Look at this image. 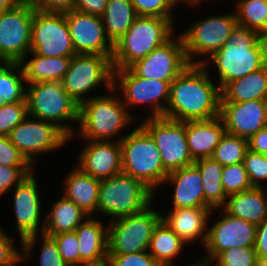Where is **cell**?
Segmentation results:
<instances>
[{"label":"cell","mask_w":267,"mask_h":266,"mask_svg":"<svg viewBox=\"0 0 267 266\" xmlns=\"http://www.w3.org/2000/svg\"><path fill=\"white\" fill-rule=\"evenodd\" d=\"M221 89L203 64H189L170 84L163 117L175 121L208 120L220 114Z\"/></svg>","instance_id":"obj_1"},{"label":"cell","mask_w":267,"mask_h":266,"mask_svg":"<svg viewBox=\"0 0 267 266\" xmlns=\"http://www.w3.org/2000/svg\"><path fill=\"white\" fill-rule=\"evenodd\" d=\"M209 60H196L208 68L210 60L217 67L222 89L227 83L263 68L267 64V40L246 27L237 25L226 43Z\"/></svg>","instance_id":"obj_2"},{"label":"cell","mask_w":267,"mask_h":266,"mask_svg":"<svg viewBox=\"0 0 267 266\" xmlns=\"http://www.w3.org/2000/svg\"><path fill=\"white\" fill-rule=\"evenodd\" d=\"M109 91L111 95L85 97L79 105L78 136L82 135V139L110 141L133 121L116 89Z\"/></svg>","instance_id":"obj_3"},{"label":"cell","mask_w":267,"mask_h":266,"mask_svg":"<svg viewBox=\"0 0 267 266\" xmlns=\"http://www.w3.org/2000/svg\"><path fill=\"white\" fill-rule=\"evenodd\" d=\"M173 19L138 16L129 30L114 43L113 70L128 68L173 37Z\"/></svg>","instance_id":"obj_4"},{"label":"cell","mask_w":267,"mask_h":266,"mask_svg":"<svg viewBox=\"0 0 267 266\" xmlns=\"http://www.w3.org/2000/svg\"><path fill=\"white\" fill-rule=\"evenodd\" d=\"M122 173L140 180L154 194L164 184L165 171L160 151L152 137L139 125L130 134L120 138Z\"/></svg>","instance_id":"obj_5"},{"label":"cell","mask_w":267,"mask_h":266,"mask_svg":"<svg viewBox=\"0 0 267 266\" xmlns=\"http://www.w3.org/2000/svg\"><path fill=\"white\" fill-rule=\"evenodd\" d=\"M27 86L28 116L57 125L72 139L74 128L63 122L78 123L79 104L63 89L62 82H35Z\"/></svg>","instance_id":"obj_6"},{"label":"cell","mask_w":267,"mask_h":266,"mask_svg":"<svg viewBox=\"0 0 267 266\" xmlns=\"http://www.w3.org/2000/svg\"><path fill=\"white\" fill-rule=\"evenodd\" d=\"M154 193L140 180L119 173L100 181L98 213L111 220L136 214L151 205Z\"/></svg>","instance_id":"obj_7"},{"label":"cell","mask_w":267,"mask_h":266,"mask_svg":"<svg viewBox=\"0 0 267 266\" xmlns=\"http://www.w3.org/2000/svg\"><path fill=\"white\" fill-rule=\"evenodd\" d=\"M162 214L147 206L139 213L111 220L108 228V254L148 251L150 239Z\"/></svg>","instance_id":"obj_8"},{"label":"cell","mask_w":267,"mask_h":266,"mask_svg":"<svg viewBox=\"0 0 267 266\" xmlns=\"http://www.w3.org/2000/svg\"><path fill=\"white\" fill-rule=\"evenodd\" d=\"M112 56L76 54L62 79L63 89L80 105L85 94L104 83L113 87ZM83 96V97H82Z\"/></svg>","instance_id":"obj_9"},{"label":"cell","mask_w":267,"mask_h":266,"mask_svg":"<svg viewBox=\"0 0 267 266\" xmlns=\"http://www.w3.org/2000/svg\"><path fill=\"white\" fill-rule=\"evenodd\" d=\"M144 120L140 126L154 140L167 173L194 164L186 141V121L165 117H148Z\"/></svg>","instance_id":"obj_10"},{"label":"cell","mask_w":267,"mask_h":266,"mask_svg":"<svg viewBox=\"0 0 267 266\" xmlns=\"http://www.w3.org/2000/svg\"><path fill=\"white\" fill-rule=\"evenodd\" d=\"M34 11L30 1H20L0 13V62L19 63L31 51Z\"/></svg>","instance_id":"obj_11"},{"label":"cell","mask_w":267,"mask_h":266,"mask_svg":"<svg viewBox=\"0 0 267 266\" xmlns=\"http://www.w3.org/2000/svg\"><path fill=\"white\" fill-rule=\"evenodd\" d=\"M113 88L121 89L126 108L149 104L152 106L149 117H163L170 97L169 82L139 77L128 67L113 71Z\"/></svg>","instance_id":"obj_12"},{"label":"cell","mask_w":267,"mask_h":266,"mask_svg":"<svg viewBox=\"0 0 267 266\" xmlns=\"http://www.w3.org/2000/svg\"><path fill=\"white\" fill-rule=\"evenodd\" d=\"M35 171H32L15 187L14 193V211L16 217V228L19 232V237L22 245L23 253L21 260H26L31 253L37 241L38 229L43 233L45 222L42 227H39L41 222V201L37 188V182L34 176Z\"/></svg>","instance_id":"obj_13"},{"label":"cell","mask_w":267,"mask_h":266,"mask_svg":"<svg viewBox=\"0 0 267 266\" xmlns=\"http://www.w3.org/2000/svg\"><path fill=\"white\" fill-rule=\"evenodd\" d=\"M31 51L46 57L76 55L65 13L35 9L31 27Z\"/></svg>","instance_id":"obj_14"},{"label":"cell","mask_w":267,"mask_h":266,"mask_svg":"<svg viewBox=\"0 0 267 266\" xmlns=\"http://www.w3.org/2000/svg\"><path fill=\"white\" fill-rule=\"evenodd\" d=\"M238 25L235 12L222 16H209L198 20L180 35L183 39L186 57L190 64H195V55L210 58L219 50Z\"/></svg>","instance_id":"obj_15"},{"label":"cell","mask_w":267,"mask_h":266,"mask_svg":"<svg viewBox=\"0 0 267 266\" xmlns=\"http://www.w3.org/2000/svg\"><path fill=\"white\" fill-rule=\"evenodd\" d=\"M31 118V119H30ZM10 142L34 166L39 155L63 147L70 137L57 125L27 116L8 135Z\"/></svg>","instance_id":"obj_16"},{"label":"cell","mask_w":267,"mask_h":266,"mask_svg":"<svg viewBox=\"0 0 267 266\" xmlns=\"http://www.w3.org/2000/svg\"><path fill=\"white\" fill-rule=\"evenodd\" d=\"M174 37L146 57L135 61L129 68L139 77L167 81L171 84L190 64L181 35Z\"/></svg>","instance_id":"obj_17"},{"label":"cell","mask_w":267,"mask_h":266,"mask_svg":"<svg viewBox=\"0 0 267 266\" xmlns=\"http://www.w3.org/2000/svg\"><path fill=\"white\" fill-rule=\"evenodd\" d=\"M223 217L208 227L205 256L197 263H209L223 251L234 247L255 245L257 225L241 218L221 212Z\"/></svg>","instance_id":"obj_18"},{"label":"cell","mask_w":267,"mask_h":266,"mask_svg":"<svg viewBox=\"0 0 267 266\" xmlns=\"http://www.w3.org/2000/svg\"><path fill=\"white\" fill-rule=\"evenodd\" d=\"M76 54L113 56L114 44L107 37L101 16L77 10L65 12Z\"/></svg>","instance_id":"obj_19"},{"label":"cell","mask_w":267,"mask_h":266,"mask_svg":"<svg viewBox=\"0 0 267 266\" xmlns=\"http://www.w3.org/2000/svg\"><path fill=\"white\" fill-rule=\"evenodd\" d=\"M219 117L227 133L249 140L267 126V100L220 102Z\"/></svg>","instance_id":"obj_20"},{"label":"cell","mask_w":267,"mask_h":266,"mask_svg":"<svg viewBox=\"0 0 267 266\" xmlns=\"http://www.w3.org/2000/svg\"><path fill=\"white\" fill-rule=\"evenodd\" d=\"M87 142L78 156L77 167L99 180L122 173L120 139L114 142L111 140H88Z\"/></svg>","instance_id":"obj_21"},{"label":"cell","mask_w":267,"mask_h":266,"mask_svg":"<svg viewBox=\"0 0 267 266\" xmlns=\"http://www.w3.org/2000/svg\"><path fill=\"white\" fill-rule=\"evenodd\" d=\"M211 213L213 210L207 207L178 208L170 210L168 215L162 214V220L186 244L201 239L205 246Z\"/></svg>","instance_id":"obj_22"},{"label":"cell","mask_w":267,"mask_h":266,"mask_svg":"<svg viewBox=\"0 0 267 266\" xmlns=\"http://www.w3.org/2000/svg\"><path fill=\"white\" fill-rule=\"evenodd\" d=\"M87 217L76 229L80 266L100 265L108 260V228L98 219ZM106 227V228H105Z\"/></svg>","instance_id":"obj_23"},{"label":"cell","mask_w":267,"mask_h":266,"mask_svg":"<svg viewBox=\"0 0 267 266\" xmlns=\"http://www.w3.org/2000/svg\"><path fill=\"white\" fill-rule=\"evenodd\" d=\"M225 132L219 116L208 120L186 121V141L193 161L210 158Z\"/></svg>","instance_id":"obj_24"},{"label":"cell","mask_w":267,"mask_h":266,"mask_svg":"<svg viewBox=\"0 0 267 266\" xmlns=\"http://www.w3.org/2000/svg\"><path fill=\"white\" fill-rule=\"evenodd\" d=\"M168 182L174 185L173 209L205 207L202 178L194 164L168 173Z\"/></svg>","instance_id":"obj_25"},{"label":"cell","mask_w":267,"mask_h":266,"mask_svg":"<svg viewBox=\"0 0 267 266\" xmlns=\"http://www.w3.org/2000/svg\"><path fill=\"white\" fill-rule=\"evenodd\" d=\"M65 180L64 197L73 201L87 215L98 211L100 181L83 172L79 167L69 171Z\"/></svg>","instance_id":"obj_26"},{"label":"cell","mask_w":267,"mask_h":266,"mask_svg":"<svg viewBox=\"0 0 267 266\" xmlns=\"http://www.w3.org/2000/svg\"><path fill=\"white\" fill-rule=\"evenodd\" d=\"M264 187H252L227 197L222 208L229 215L241 218L256 225L267 217V195Z\"/></svg>","instance_id":"obj_27"},{"label":"cell","mask_w":267,"mask_h":266,"mask_svg":"<svg viewBox=\"0 0 267 266\" xmlns=\"http://www.w3.org/2000/svg\"><path fill=\"white\" fill-rule=\"evenodd\" d=\"M28 54H32L33 58L29 60L28 55H26L19 62L26 84L48 81L61 82L72 58L40 56L34 51H30Z\"/></svg>","instance_id":"obj_28"},{"label":"cell","mask_w":267,"mask_h":266,"mask_svg":"<svg viewBox=\"0 0 267 266\" xmlns=\"http://www.w3.org/2000/svg\"><path fill=\"white\" fill-rule=\"evenodd\" d=\"M267 100V64L242 78L227 83L221 89L220 102Z\"/></svg>","instance_id":"obj_29"},{"label":"cell","mask_w":267,"mask_h":266,"mask_svg":"<svg viewBox=\"0 0 267 266\" xmlns=\"http://www.w3.org/2000/svg\"><path fill=\"white\" fill-rule=\"evenodd\" d=\"M51 212L44 218L45 226L43 234L48 236L57 235L63 232H72L89 217L73 201L64 196L53 203Z\"/></svg>","instance_id":"obj_30"},{"label":"cell","mask_w":267,"mask_h":266,"mask_svg":"<svg viewBox=\"0 0 267 266\" xmlns=\"http://www.w3.org/2000/svg\"><path fill=\"white\" fill-rule=\"evenodd\" d=\"M194 165L202 178L205 207L211 210L223 208L228 197L222 186L223 165L211 157L194 161Z\"/></svg>","instance_id":"obj_31"},{"label":"cell","mask_w":267,"mask_h":266,"mask_svg":"<svg viewBox=\"0 0 267 266\" xmlns=\"http://www.w3.org/2000/svg\"><path fill=\"white\" fill-rule=\"evenodd\" d=\"M137 17L132 0H108L101 19L113 44L129 30Z\"/></svg>","instance_id":"obj_32"},{"label":"cell","mask_w":267,"mask_h":266,"mask_svg":"<svg viewBox=\"0 0 267 266\" xmlns=\"http://www.w3.org/2000/svg\"><path fill=\"white\" fill-rule=\"evenodd\" d=\"M187 245L175 232H173L163 220L156 226L150 239L149 254L161 266H174L176 258Z\"/></svg>","instance_id":"obj_33"},{"label":"cell","mask_w":267,"mask_h":266,"mask_svg":"<svg viewBox=\"0 0 267 266\" xmlns=\"http://www.w3.org/2000/svg\"><path fill=\"white\" fill-rule=\"evenodd\" d=\"M24 82L26 80L19 63L0 62V106L26 101L27 86Z\"/></svg>","instance_id":"obj_34"},{"label":"cell","mask_w":267,"mask_h":266,"mask_svg":"<svg viewBox=\"0 0 267 266\" xmlns=\"http://www.w3.org/2000/svg\"><path fill=\"white\" fill-rule=\"evenodd\" d=\"M236 7L238 25L259 33L265 40L267 0H241Z\"/></svg>","instance_id":"obj_35"},{"label":"cell","mask_w":267,"mask_h":266,"mask_svg":"<svg viewBox=\"0 0 267 266\" xmlns=\"http://www.w3.org/2000/svg\"><path fill=\"white\" fill-rule=\"evenodd\" d=\"M248 150L247 139L225 132L211 158L223 166L243 163Z\"/></svg>","instance_id":"obj_36"},{"label":"cell","mask_w":267,"mask_h":266,"mask_svg":"<svg viewBox=\"0 0 267 266\" xmlns=\"http://www.w3.org/2000/svg\"><path fill=\"white\" fill-rule=\"evenodd\" d=\"M222 186L227 196L252 188L244 163L223 166Z\"/></svg>","instance_id":"obj_37"},{"label":"cell","mask_w":267,"mask_h":266,"mask_svg":"<svg viewBox=\"0 0 267 266\" xmlns=\"http://www.w3.org/2000/svg\"><path fill=\"white\" fill-rule=\"evenodd\" d=\"M212 263L214 266H256L257 254L254 246L234 247L221 252Z\"/></svg>","instance_id":"obj_38"},{"label":"cell","mask_w":267,"mask_h":266,"mask_svg":"<svg viewBox=\"0 0 267 266\" xmlns=\"http://www.w3.org/2000/svg\"><path fill=\"white\" fill-rule=\"evenodd\" d=\"M27 116L28 109L26 101L0 106V135L8 136Z\"/></svg>","instance_id":"obj_39"},{"label":"cell","mask_w":267,"mask_h":266,"mask_svg":"<svg viewBox=\"0 0 267 266\" xmlns=\"http://www.w3.org/2000/svg\"><path fill=\"white\" fill-rule=\"evenodd\" d=\"M58 251L68 266H80L79 243L75 231L52 235Z\"/></svg>","instance_id":"obj_40"},{"label":"cell","mask_w":267,"mask_h":266,"mask_svg":"<svg viewBox=\"0 0 267 266\" xmlns=\"http://www.w3.org/2000/svg\"><path fill=\"white\" fill-rule=\"evenodd\" d=\"M138 16H150L172 19L171 10L175 7V0H132Z\"/></svg>","instance_id":"obj_41"},{"label":"cell","mask_w":267,"mask_h":266,"mask_svg":"<svg viewBox=\"0 0 267 266\" xmlns=\"http://www.w3.org/2000/svg\"><path fill=\"white\" fill-rule=\"evenodd\" d=\"M243 163L252 187H263L262 181H267V155L248 150Z\"/></svg>","instance_id":"obj_42"},{"label":"cell","mask_w":267,"mask_h":266,"mask_svg":"<svg viewBox=\"0 0 267 266\" xmlns=\"http://www.w3.org/2000/svg\"><path fill=\"white\" fill-rule=\"evenodd\" d=\"M108 266H161L148 251L129 254H108Z\"/></svg>","instance_id":"obj_43"},{"label":"cell","mask_w":267,"mask_h":266,"mask_svg":"<svg viewBox=\"0 0 267 266\" xmlns=\"http://www.w3.org/2000/svg\"><path fill=\"white\" fill-rule=\"evenodd\" d=\"M0 165L9 167H33L19 150L10 142L8 136L0 135Z\"/></svg>","instance_id":"obj_44"},{"label":"cell","mask_w":267,"mask_h":266,"mask_svg":"<svg viewBox=\"0 0 267 266\" xmlns=\"http://www.w3.org/2000/svg\"><path fill=\"white\" fill-rule=\"evenodd\" d=\"M34 167H9L0 165V196L26 178Z\"/></svg>","instance_id":"obj_45"},{"label":"cell","mask_w":267,"mask_h":266,"mask_svg":"<svg viewBox=\"0 0 267 266\" xmlns=\"http://www.w3.org/2000/svg\"><path fill=\"white\" fill-rule=\"evenodd\" d=\"M42 249L40 253V266H68L58 251L55 239L42 233Z\"/></svg>","instance_id":"obj_46"},{"label":"cell","mask_w":267,"mask_h":266,"mask_svg":"<svg viewBox=\"0 0 267 266\" xmlns=\"http://www.w3.org/2000/svg\"><path fill=\"white\" fill-rule=\"evenodd\" d=\"M0 228V266H15L21 260V252L15 248L13 240Z\"/></svg>","instance_id":"obj_47"},{"label":"cell","mask_w":267,"mask_h":266,"mask_svg":"<svg viewBox=\"0 0 267 266\" xmlns=\"http://www.w3.org/2000/svg\"><path fill=\"white\" fill-rule=\"evenodd\" d=\"M75 0H31L36 10L42 12L65 13L74 10Z\"/></svg>","instance_id":"obj_48"},{"label":"cell","mask_w":267,"mask_h":266,"mask_svg":"<svg viewBox=\"0 0 267 266\" xmlns=\"http://www.w3.org/2000/svg\"><path fill=\"white\" fill-rule=\"evenodd\" d=\"M108 0H75L74 10L101 16L106 9Z\"/></svg>","instance_id":"obj_49"},{"label":"cell","mask_w":267,"mask_h":266,"mask_svg":"<svg viewBox=\"0 0 267 266\" xmlns=\"http://www.w3.org/2000/svg\"><path fill=\"white\" fill-rule=\"evenodd\" d=\"M254 249L257 258H267V217L256 227Z\"/></svg>","instance_id":"obj_50"},{"label":"cell","mask_w":267,"mask_h":266,"mask_svg":"<svg viewBox=\"0 0 267 266\" xmlns=\"http://www.w3.org/2000/svg\"><path fill=\"white\" fill-rule=\"evenodd\" d=\"M248 146L252 152L267 155V126L248 140Z\"/></svg>","instance_id":"obj_51"},{"label":"cell","mask_w":267,"mask_h":266,"mask_svg":"<svg viewBox=\"0 0 267 266\" xmlns=\"http://www.w3.org/2000/svg\"><path fill=\"white\" fill-rule=\"evenodd\" d=\"M20 0H0V13L18 4Z\"/></svg>","instance_id":"obj_52"},{"label":"cell","mask_w":267,"mask_h":266,"mask_svg":"<svg viewBox=\"0 0 267 266\" xmlns=\"http://www.w3.org/2000/svg\"><path fill=\"white\" fill-rule=\"evenodd\" d=\"M182 1L186 2V4H189V5H198L199 3H201V1H204V0H175L176 4L177 3H181Z\"/></svg>","instance_id":"obj_53"},{"label":"cell","mask_w":267,"mask_h":266,"mask_svg":"<svg viewBox=\"0 0 267 266\" xmlns=\"http://www.w3.org/2000/svg\"><path fill=\"white\" fill-rule=\"evenodd\" d=\"M256 266H267V258H257Z\"/></svg>","instance_id":"obj_54"},{"label":"cell","mask_w":267,"mask_h":266,"mask_svg":"<svg viewBox=\"0 0 267 266\" xmlns=\"http://www.w3.org/2000/svg\"><path fill=\"white\" fill-rule=\"evenodd\" d=\"M197 266H214V265L211 264V262H209V263H197Z\"/></svg>","instance_id":"obj_55"},{"label":"cell","mask_w":267,"mask_h":266,"mask_svg":"<svg viewBox=\"0 0 267 266\" xmlns=\"http://www.w3.org/2000/svg\"><path fill=\"white\" fill-rule=\"evenodd\" d=\"M265 40H267V17L265 22Z\"/></svg>","instance_id":"obj_56"},{"label":"cell","mask_w":267,"mask_h":266,"mask_svg":"<svg viewBox=\"0 0 267 266\" xmlns=\"http://www.w3.org/2000/svg\"><path fill=\"white\" fill-rule=\"evenodd\" d=\"M90 266H108V264L106 262V263H103V264H100V265H90Z\"/></svg>","instance_id":"obj_57"},{"label":"cell","mask_w":267,"mask_h":266,"mask_svg":"<svg viewBox=\"0 0 267 266\" xmlns=\"http://www.w3.org/2000/svg\"><path fill=\"white\" fill-rule=\"evenodd\" d=\"M190 266H197V262L191 264Z\"/></svg>","instance_id":"obj_58"}]
</instances>
